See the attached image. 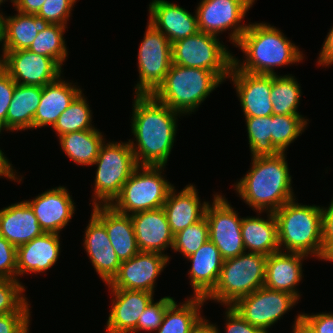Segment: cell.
<instances>
[{"label":"cell","mask_w":333,"mask_h":333,"mask_svg":"<svg viewBox=\"0 0 333 333\" xmlns=\"http://www.w3.org/2000/svg\"><path fill=\"white\" fill-rule=\"evenodd\" d=\"M132 111V133L129 140L138 166L167 164L177 131L180 114L159 102L152 95H135ZM137 145V146H136Z\"/></svg>","instance_id":"1"},{"label":"cell","mask_w":333,"mask_h":333,"mask_svg":"<svg viewBox=\"0 0 333 333\" xmlns=\"http://www.w3.org/2000/svg\"><path fill=\"white\" fill-rule=\"evenodd\" d=\"M252 166L236 184L242 200L257 212L274 213L295 198L285 153L251 158Z\"/></svg>","instance_id":"2"},{"label":"cell","mask_w":333,"mask_h":333,"mask_svg":"<svg viewBox=\"0 0 333 333\" xmlns=\"http://www.w3.org/2000/svg\"><path fill=\"white\" fill-rule=\"evenodd\" d=\"M236 47L242 50L246 60L241 63L233 56V65L250 74L277 75L274 68L304 59L298 46L281 30L266 23L248 24Z\"/></svg>","instance_id":"3"},{"label":"cell","mask_w":333,"mask_h":333,"mask_svg":"<svg viewBox=\"0 0 333 333\" xmlns=\"http://www.w3.org/2000/svg\"><path fill=\"white\" fill-rule=\"evenodd\" d=\"M295 201L297 200L283 204L274 212L280 251L320 258L323 250L322 208Z\"/></svg>","instance_id":"4"},{"label":"cell","mask_w":333,"mask_h":333,"mask_svg":"<svg viewBox=\"0 0 333 333\" xmlns=\"http://www.w3.org/2000/svg\"><path fill=\"white\" fill-rule=\"evenodd\" d=\"M222 83L212 71L172 63L163 82L151 95L181 115H189Z\"/></svg>","instance_id":"5"},{"label":"cell","mask_w":333,"mask_h":333,"mask_svg":"<svg viewBox=\"0 0 333 333\" xmlns=\"http://www.w3.org/2000/svg\"><path fill=\"white\" fill-rule=\"evenodd\" d=\"M266 255L244 252L237 257L225 259L218 282L205 297L224 306H232L238 299L264 286Z\"/></svg>","instance_id":"6"},{"label":"cell","mask_w":333,"mask_h":333,"mask_svg":"<svg viewBox=\"0 0 333 333\" xmlns=\"http://www.w3.org/2000/svg\"><path fill=\"white\" fill-rule=\"evenodd\" d=\"M162 170L164 166H138L110 206L127 215L163 207L174 186L161 175Z\"/></svg>","instance_id":"7"},{"label":"cell","mask_w":333,"mask_h":333,"mask_svg":"<svg viewBox=\"0 0 333 333\" xmlns=\"http://www.w3.org/2000/svg\"><path fill=\"white\" fill-rule=\"evenodd\" d=\"M93 165L97 166L93 205H110L120 194L123 184L138 167L128 142H105Z\"/></svg>","instance_id":"8"},{"label":"cell","mask_w":333,"mask_h":333,"mask_svg":"<svg viewBox=\"0 0 333 333\" xmlns=\"http://www.w3.org/2000/svg\"><path fill=\"white\" fill-rule=\"evenodd\" d=\"M227 49L219 37L199 31L172 43V63L212 71L224 82L233 65V55Z\"/></svg>","instance_id":"9"},{"label":"cell","mask_w":333,"mask_h":333,"mask_svg":"<svg viewBox=\"0 0 333 333\" xmlns=\"http://www.w3.org/2000/svg\"><path fill=\"white\" fill-rule=\"evenodd\" d=\"M144 38L138 50L139 80L136 95H151L163 82L172 64V44L151 23H147Z\"/></svg>","instance_id":"10"},{"label":"cell","mask_w":333,"mask_h":333,"mask_svg":"<svg viewBox=\"0 0 333 333\" xmlns=\"http://www.w3.org/2000/svg\"><path fill=\"white\" fill-rule=\"evenodd\" d=\"M255 0H201L196 7L200 32L214 36L232 29L229 41L236 46L248 25L241 24Z\"/></svg>","instance_id":"11"},{"label":"cell","mask_w":333,"mask_h":333,"mask_svg":"<svg viewBox=\"0 0 333 333\" xmlns=\"http://www.w3.org/2000/svg\"><path fill=\"white\" fill-rule=\"evenodd\" d=\"M298 299L285 291L261 287L253 293L238 299L232 307L251 325L268 333V329L278 322Z\"/></svg>","instance_id":"12"},{"label":"cell","mask_w":333,"mask_h":333,"mask_svg":"<svg viewBox=\"0 0 333 333\" xmlns=\"http://www.w3.org/2000/svg\"><path fill=\"white\" fill-rule=\"evenodd\" d=\"M238 214L226 198L217 193L212 205L209 203L206 208L209 240L218 248L224 260L246 252L241 233L242 218Z\"/></svg>","instance_id":"13"},{"label":"cell","mask_w":333,"mask_h":333,"mask_svg":"<svg viewBox=\"0 0 333 333\" xmlns=\"http://www.w3.org/2000/svg\"><path fill=\"white\" fill-rule=\"evenodd\" d=\"M166 254L139 251L120 264L118 273L107 284L110 289H127L154 293L155 281L169 263Z\"/></svg>","instance_id":"14"},{"label":"cell","mask_w":333,"mask_h":333,"mask_svg":"<svg viewBox=\"0 0 333 333\" xmlns=\"http://www.w3.org/2000/svg\"><path fill=\"white\" fill-rule=\"evenodd\" d=\"M4 64L5 71L16 84L43 87L57 80L62 73V67L54 59L28 49L6 51Z\"/></svg>","instance_id":"15"},{"label":"cell","mask_w":333,"mask_h":333,"mask_svg":"<svg viewBox=\"0 0 333 333\" xmlns=\"http://www.w3.org/2000/svg\"><path fill=\"white\" fill-rule=\"evenodd\" d=\"M235 85L244 117L273 115L271 101L272 75L250 74L232 65L228 76Z\"/></svg>","instance_id":"16"},{"label":"cell","mask_w":333,"mask_h":333,"mask_svg":"<svg viewBox=\"0 0 333 333\" xmlns=\"http://www.w3.org/2000/svg\"><path fill=\"white\" fill-rule=\"evenodd\" d=\"M67 190L63 186L55 187L26 201L45 233L59 234L73 217L76 206Z\"/></svg>","instance_id":"17"},{"label":"cell","mask_w":333,"mask_h":333,"mask_svg":"<svg viewBox=\"0 0 333 333\" xmlns=\"http://www.w3.org/2000/svg\"><path fill=\"white\" fill-rule=\"evenodd\" d=\"M111 294H113L112 306L106 323V332L136 333L138 319L153 300L154 293L111 289Z\"/></svg>","instance_id":"18"},{"label":"cell","mask_w":333,"mask_h":333,"mask_svg":"<svg viewBox=\"0 0 333 333\" xmlns=\"http://www.w3.org/2000/svg\"><path fill=\"white\" fill-rule=\"evenodd\" d=\"M130 216L139 251L164 254L169 246L173 247L174 234L163 207Z\"/></svg>","instance_id":"19"},{"label":"cell","mask_w":333,"mask_h":333,"mask_svg":"<svg viewBox=\"0 0 333 333\" xmlns=\"http://www.w3.org/2000/svg\"><path fill=\"white\" fill-rule=\"evenodd\" d=\"M84 248L99 277L109 284L122 263L111 245L104 224L92 213L85 229Z\"/></svg>","instance_id":"20"},{"label":"cell","mask_w":333,"mask_h":333,"mask_svg":"<svg viewBox=\"0 0 333 333\" xmlns=\"http://www.w3.org/2000/svg\"><path fill=\"white\" fill-rule=\"evenodd\" d=\"M148 22L161 31L171 44L199 32L196 12L192 15L188 10L166 0L150 2Z\"/></svg>","instance_id":"21"},{"label":"cell","mask_w":333,"mask_h":333,"mask_svg":"<svg viewBox=\"0 0 333 333\" xmlns=\"http://www.w3.org/2000/svg\"><path fill=\"white\" fill-rule=\"evenodd\" d=\"M305 257L308 256L285 251L270 254L266 260L264 287L288 292L299 300L300 293L296 285L302 280V261Z\"/></svg>","instance_id":"22"},{"label":"cell","mask_w":333,"mask_h":333,"mask_svg":"<svg viewBox=\"0 0 333 333\" xmlns=\"http://www.w3.org/2000/svg\"><path fill=\"white\" fill-rule=\"evenodd\" d=\"M198 191L193 184H188L179 193L173 187L163 205L170 229L173 234L197 223L205 217L210 202L199 200Z\"/></svg>","instance_id":"23"},{"label":"cell","mask_w":333,"mask_h":333,"mask_svg":"<svg viewBox=\"0 0 333 333\" xmlns=\"http://www.w3.org/2000/svg\"><path fill=\"white\" fill-rule=\"evenodd\" d=\"M60 236L43 233L17 247V276L43 273L55 265L60 255Z\"/></svg>","instance_id":"24"},{"label":"cell","mask_w":333,"mask_h":333,"mask_svg":"<svg viewBox=\"0 0 333 333\" xmlns=\"http://www.w3.org/2000/svg\"><path fill=\"white\" fill-rule=\"evenodd\" d=\"M92 213L104 224L111 245L121 262L138 252V246L130 215L114 210L110 205L93 206Z\"/></svg>","instance_id":"25"},{"label":"cell","mask_w":333,"mask_h":333,"mask_svg":"<svg viewBox=\"0 0 333 333\" xmlns=\"http://www.w3.org/2000/svg\"><path fill=\"white\" fill-rule=\"evenodd\" d=\"M43 233L26 200L0 210V234L16 248Z\"/></svg>","instance_id":"26"},{"label":"cell","mask_w":333,"mask_h":333,"mask_svg":"<svg viewBox=\"0 0 333 333\" xmlns=\"http://www.w3.org/2000/svg\"><path fill=\"white\" fill-rule=\"evenodd\" d=\"M186 259L192 263L188 275L193 296L205 298L218 282L224 259L210 240Z\"/></svg>","instance_id":"27"},{"label":"cell","mask_w":333,"mask_h":333,"mask_svg":"<svg viewBox=\"0 0 333 333\" xmlns=\"http://www.w3.org/2000/svg\"><path fill=\"white\" fill-rule=\"evenodd\" d=\"M65 81L60 76L54 82L42 87L40 104L33 119V129L45 126L53 127L58 117L82 91L78 86Z\"/></svg>","instance_id":"28"},{"label":"cell","mask_w":333,"mask_h":333,"mask_svg":"<svg viewBox=\"0 0 333 333\" xmlns=\"http://www.w3.org/2000/svg\"><path fill=\"white\" fill-rule=\"evenodd\" d=\"M267 216L266 220L259 216L242 218L241 233L246 251L266 256L280 251L275 215L268 212Z\"/></svg>","instance_id":"29"},{"label":"cell","mask_w":333,"mask_h":333,"mask_svg":"<svg viewBox=\"0 0 333 333\" xmlns=\"http://www.w3.org/2000/svg\"><path fill=\"white\" fill-rule=\"evenodd\" d=\"M42 87L16 84L7 111V130H33V119L40 104Z\"/></svg>","instance_id":"30"},{"label":"cell","mask_w":333,"mask_h":333,"mask_svg":"<svg viewBox=\"0 0 333 333\" xmlns=\"http://www.w3.org/2000/svg\"><path fill=\"white\" fill-rule=\"evenodd\" d=\"M204 297L193 296L183 304L177 305L175 300L167 307L157 333H193L205 320L200 308Z\"/></svg>","instance_id":"31"},{"label":"cell","mask_w":333,"mask_h":333,"mask_svg":"<svg viewBox=\"0 0 333 333\" xmlns=\"http://www.w3.org/2000/svg\"><path fill=\"white\" fill-rule=\"evenodd\" d=\"M18 14L5 17V50L18 51L30 47L39 32L50 24L42 17L31 14Z\"/></svg>","instance_id":"32"},{"label":"cell","mask_w":333,"mask_h":333,"mask_svg":"<svg viewBox=\"0 0 333 333\" xmlns=\"http://www.w3.org/2000/svg\"><path fill=\"white\" fill-rule=\"evenodd\" d=\"M97 128L64 134L59 137L62 151L75 163L92 166L106 141Z\"/></svg>","instance_id":"33"},{"label":"cell","mask_w":333,"mask_h":333,"mask_svg":"<svg viewBox=\"0 0 333 333\" xmlns=\"http://www.w3.org/2000/svg\"><path fill=\"white\" fill-rule=\"evenodd\" d=\"M301 86L292 75H272L271 101L273 114L301 115L298 104L301 97Z\"/></svg>","instance_id":"34"},{"label":"cell","mask_w":333,"mask_h":333,"mask_svg":"<svg viewBox=\"0 0 333 333\" xmlns=\"http://www.w3.org/2000/svg\"><path fill=\"white\" fill-rule=\"evenodd\" d=\"M92 110L82 91L75 97L69 107L58 117L52 127L58 137L81 130L95 129L92 126Z\"/></svg>","instance_id":"35"},{"label":"cell","mask_w":333,"mask_h":333,"mask_svg":"<svg viewBox=\"0 0 333 333\" xmlns=\"http://www.w3.org/2000/svg\"><path fill=\"white\" fill-rule=\"evenodd\" d=\"M66 28L60 24H49L45 30L38 33L28 50L52 58L62 67L68 56L63 37Z\"/></svg>","instance_id":"36"},{"label":"cell","mask_w":333,"mask_h":333,"mask_svg":"<svg viewBox=\"0 0 333 333\" xmlns=\"http://www.w3.org/2000/svg\"><path fill=\"white\" fill-rule=\"evenodd\" d=\"M245 120L252 158L278 155L280 152L271 142L272 115L266 117H245Z\"/></svg>","instance_id":"37"},{"label":"cell","mask_w":333,"mask_h":333,"mask_svg":"<svg viewBox=\"0 0 333 333\" xmlns=\"http://www.w3.org/2000/svg\"><path fill=\"white\" fill-rule=\"evenodd\" d=\"M302 115H272L271 142L280 152L285 153L289 145L297 139L307 126Z\"/></svg>","instance_id":"38"},{"label":"cell","mask_w":333,"mask_h":333,"mask_svg":"<svg viewBox=\"0 0 333 333\" xmlns=\"http://www.w3.org/2000/svg\"><path fill=\"white\" fill-rule=\"evenodd\" d=\"M207 240H209V225L204 217L197 223L174 234L171 250L178 251L187 258L194 254Z\"/></svg>","instance_id":"39"},{"label":"cell","mask_w":333,"mask_h":333,"mask_svg":"<svg viewBox=\"0 0 333 333\" xmlns=\"http://www.w3.org/2000/svg\"><path fill=\"white\" fill-rule=\"evenodd\" d=\"M19 280L0 279V315L30 313V306Z\"/></svg>","instance_id":"40"},{"label":"cell","mask_w":333,"mask_h":333,"mask_svg":"<svg viewBox=\"0 0 333 333\" xmlns=\"http://www.w3.org/2000/svg\"><path fill=\"white\" fill-rule=\"evenodd\" d=\"M174 301V298L166 296L154 303V299L146 307L137 323V332L156 331L162 323V319L167 307Z\"/></svg>","instance_id":"41"},{"label":"cell","mask_w":333,"mask_h":333,"mask_svg":"<svg viewBox=\"0 0 333 333\" xmlns=\"http://www.w3.org/2000/svg\"><path fill=\"white\" fill-rule=\"evenodd\" d=\"M77 0H46L36 14L50 24L67 26L73 6Z\"/></svg>","instance_id":"42"},{"label":"cell","mask_w":333,"mask_h":333,"mask_svg":"<svg viewBox=\"0 0 333 333\" xmlns=\"http://www.w3.org/2000/svg\"><path fill=\"white\" fill-rule=\"evenodd\" d=\"M0 279L18 280L17 248L0 234Z\"/></svg>","instance_id":"43"},{"label":"cell","mask_w":333,"mask_h":333,"mask_svg":"<svg viewBox=\"0 0 333 333\" xmlns=\"http://www.w3.org/2000/svg\"><path fill=\"white\" fill-rule=\"evenodd\" d=\"M15 86L16 83L5 70L0 73V132L7 129V111Z\"/></svg>","instance_id":"44"},{"label":"cell","mask_w":333,"mask_h":333,"mask_svg":"<svg viewBox=\"0 0 333 333\" xmlns=\"http://www.w3.org/2000/svg\"><path fill=\"white\" fill-rule=\"evenodd\" d=\"M30 313L0 315V333H29Z\"/></svg>","instance_id":"45"},{"label":"cell","mask_w":333,"mask_h":333,"mask_svg":"<svg viewBox=\"0 0 333 333\" xmlns=\"http://www.w3.org/2000/svg\"><path fill=\"white\" fill-rule=\"evenodd\" d=\"M225 315L226 333H263L240 316L232 306H227Z\"/></svg>","instance_id":"46"},{"label":"cell","mask_w":333,"mask_h":333,"mask_svg":"<svg viewBox=\"0 0 333 333\" xmlns=\"http://www.w3.org/2000/svg\"><path fill=\"white\" fill-rule=\"evenodd\" d=\"M301 316L313 327L317 333H333V313L305 314Z\"/></svg>","instance_id":"47"},{"label":"cell","mask_w":333,"mask_h":333,"mask_svg":"<svg viewBox=\"0 0 333 333\" xmlns=\"http://www.w3.org/2000/svg\"><path fill=\"white\" fill-rule=\"evenodd\" d=\"M322 241L333 242V198L328 208L322 207Z\"/></svg>","instance_id":"48"},{"label":"cell","mask_w":333,"mask_h":333,"mask_svg":"<svg viewBox=\"0 0 333 333\" xmlns=\"http://www.w3.org/2000/svg\"><path fill=\"white\" fill-rule=\"evenodd\" d=\"M321 49L317 59L318 65L331 66L333 64V27L329 30Z\"/></svg>","instance_id":"49"},{"label":"cell","mask_w":333,"mask_h":333,"mask_svg":"<svg viewBox=\"0 0 333 333\" xmlns=\"http://www.w3.org/2000/svg\"><path fill=\"white\" fill-rule=\"evenodd\" d=\"M46 0H16L14 7L22 14L36 15Z\"/></svg>","instance_id":"50"},{"label":"cell","mask_w":333,"mask_h":333,"mask_svg":"<svg viewBox=\"0 0 333 333\" xmlns=\"http://www.w3.org/2000/svg\"><path fill=\"white\" fill-rule=\"evenodd\" d=\"M11 165L12 164L9 162L7 157H5L4 152L0 149V177H7L8 179H11V181H16L18 179L16 182L20 183L22 179H20L19 176L16 177V171Z\"/></svg>","instance_id":"51"},{"label":"cell","mask_w":333,"mask_h":333,"mask_svg":"<svg viewBox=\"0 0 333 333\" xmlns=\"http://www.w3.org/2000/svg\"><path fill=\"white\" fill-rule=\"evenodd\" d=\"M292 333H317L313 327L301 316L295 318Z\"/></svg>","instance_id":"52"},{"label":"cell","mask_w":333,"mask_h":333,"mask_svg":"<svg viewBox=\"0 0 333 333\" xmlns=\"http://www.w3.org/2000/svg\"><path fill=\"white\" fill-rule=\"evenodd\" d=\"M216 326L205 319L193 333H220V330Z\"/></svg>","instance_id":"53"},{"label":"cell","mask_w":333,"mask_h":333,"mask_svg":"<svg viewBox=\"0 0 333 333\" xmlns=\"http://www.w3.org/2000/svg\"><path fill=\"white\" fill-rule=\"evenodd\" d=\"M319 259L333 262V242H323V250Z\"/></svg>","instance_id":"54"},{"label":"cell","mask_w":333,"mask_h":333,"mask_svg":"<svg viewBox=\"0 0 333 333\" xmlns=\"http://www.w3.org/2000/svg\"><path fill=\"white\" fill-rule=\"evenodd\" d=\"M2 43V56H5V16L0 14V44Z\"/></svg>","instance_id":"55"},{"label":"cell","mask_w":333,"mask_h":333,"mask_svg":"<svg viewBox=\"0 0 333 333\" xmlns=\"http://www.w3.org/2000/svg\"><path fill=\"white\" fill-rule=\"evenodd\" d=\"M5 70L4 56L0 57V73Z\"/></svg>","instance_id":"56"},{"label":"cell","mask_w":333,"mask_h":333,"mask_svg":"<svg viewBox=\"0 0 333 333\" xmlns=\"http://www.w3.org/2000/svg\"><path fill=\"white\" fill-rule=\"evenodd\" d=\"M6 0H0V5L3 4ZM12 2V4L14 5V3L16 2V0H10Z\"/></svg>","instance_id":"57"}]
</instances>
